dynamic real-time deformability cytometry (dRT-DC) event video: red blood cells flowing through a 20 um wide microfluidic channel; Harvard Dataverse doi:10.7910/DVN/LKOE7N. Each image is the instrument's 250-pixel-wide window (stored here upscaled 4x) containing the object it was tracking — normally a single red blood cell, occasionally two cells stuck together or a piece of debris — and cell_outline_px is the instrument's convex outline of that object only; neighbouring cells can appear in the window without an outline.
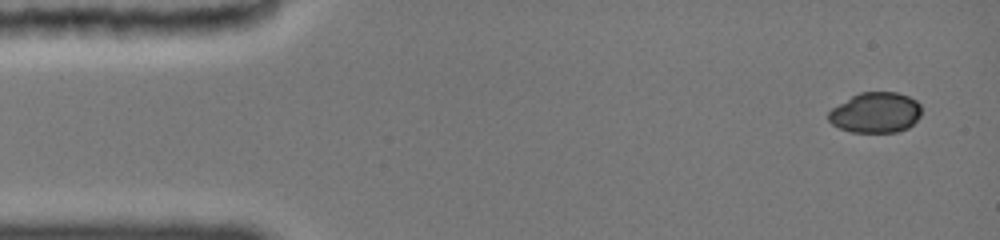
{"species": "common noctule bat (a hibernating species)", "species_latin": "Nyctalus noctula", "temperature_condition": "cold", "stored_images_in_passage": 44, "camera_frame_rate_fps": 3000, "um_per_image_px": 0.085, "animal": {"sex": "female", "body_mass_g": 19.0, "forearm_length_mm": 51.5}, "frame": {"image": 1, "passage_image": 1, "time_ms": 0.0, "image_size_px": [1000, 240], "cell_outline_px": [[920, 116], [908, 128], [896, 132], [852, 132], [840, 128], [832, 124], [828, 120], [828, 112], [832, 108], [852, 96], [860, 92], [896, 92], [908, 96], [916, 100], [920, 104]], "centroid_in_image_um": [74.42, 9.57], "position_along_channel_um": 10.6, "area_um2": 21.85}}
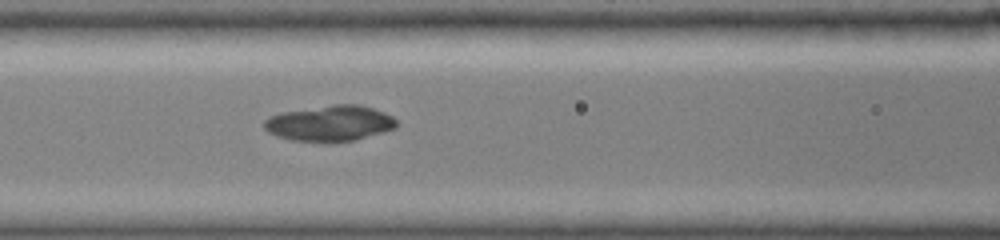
{"frame": {"image": 2, "passage_image": 18, "time_ms": 6.0, "image_size_px": [1000, 240], "cell_outline_px": [[396, 128], [352, 140], [328, 144], [292, 140], [268, 132], [264, 128], [264, 120], [280, 112], [332, 104], [360, 104], [372, 108], [392, 116], [396, 120]], "centroid_in_image_um": [28.02, 10.49], "position_along_channel_um": 138.6, "area_um2": 27.69}}
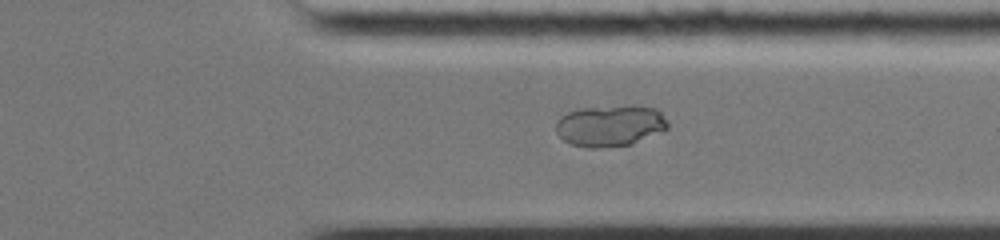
{"frame": {"image": 3, "passage_image": 37, "time_ms": 11.667, "image_size_px": [1000, 240], "cell_outline_px": [[668, 128], [628, 144], [592, 148], [572, 144], [564, 140], [556, 132], [556, 120], [560, 116], [568, 112], [580, 108], [632, 104], [656, 108], [660, 112], [668, 124]], "centroid_in_image_um": [51.82, 10.64], "position_along_channel_um": 359.6, "area_um2": 26.7}, "authors_computed_cell_mechanics": {"area_um2": 26.2123, "velocity_mm_per_s": 3.8911, "shape_relaxation_time_tau1_ms": null, "shape_relaxation_time_tau2_ms": 9.3194, "deformation_change_tau1": null, "deformation_change_tau2": 0.0356}}